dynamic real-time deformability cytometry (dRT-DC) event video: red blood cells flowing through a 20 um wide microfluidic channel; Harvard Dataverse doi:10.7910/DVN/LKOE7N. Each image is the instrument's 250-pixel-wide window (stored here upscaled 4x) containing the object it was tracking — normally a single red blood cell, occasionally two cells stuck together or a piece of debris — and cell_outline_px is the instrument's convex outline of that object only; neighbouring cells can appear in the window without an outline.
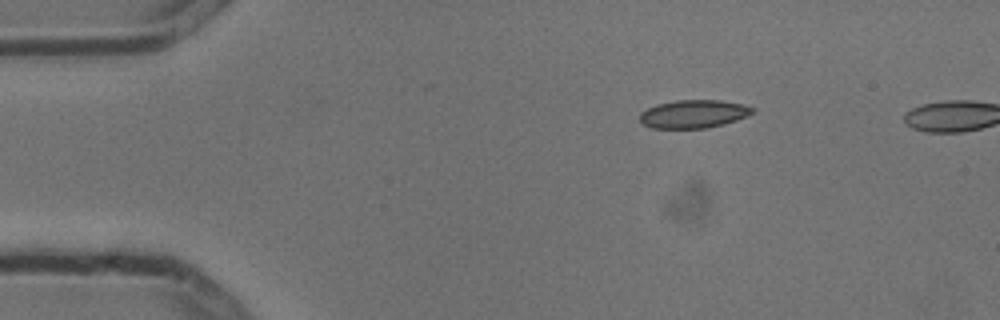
{"species": "common noctule bat (a hibernating species)", "species_latin": "Nyctalus noctula", "temperature_condition": "cold", "stored_images_in_passage": 6, "segment_of_instrument_passage": [2, 2], "camera_frame_rate_fps": 3000, "um_per_image_px": 0.085, "animal": {"sex": "male", "body_mass_g": 13.3}, "frame": {"image": 1, "passage_image": 6, "time_ms": 1.667, "image_size_px": [1000, 320], "cell_outline_px": [[756, 108], [748, 116], [724, 124], [704, 128], [652, 128], [644, 124], [640, 120], [640, 112], [656, 104], [676, 100], [720, 100], [740, 104]], "centroid_in_image_um": [58.94, 9.68], "position_along_channel_um": 26.1, "area_um2": 18.38}}